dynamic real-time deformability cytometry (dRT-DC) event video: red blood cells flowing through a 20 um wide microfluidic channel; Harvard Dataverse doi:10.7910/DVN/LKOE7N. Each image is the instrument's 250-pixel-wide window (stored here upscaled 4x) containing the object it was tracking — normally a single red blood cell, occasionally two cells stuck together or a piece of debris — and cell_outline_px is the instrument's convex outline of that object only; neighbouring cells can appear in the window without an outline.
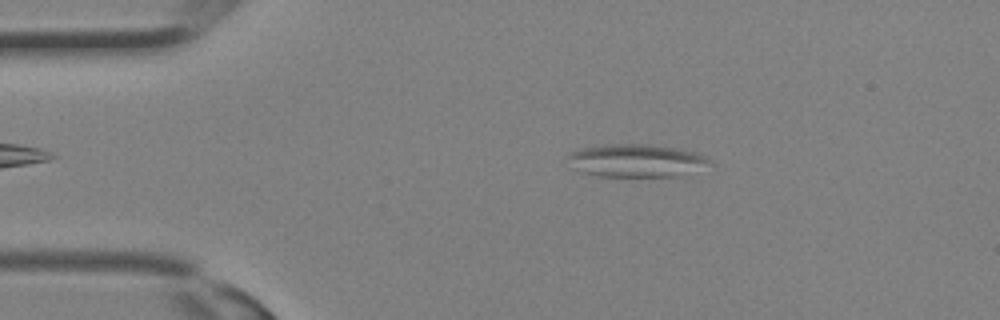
{"species": "Egyptian fruit bat (a non-hibernating species)", "species_latin": "Rousettus aegyptiacus", "temperature_condition": "room temperature", "stored_images_in_passage": 33, "camera_frame_rate_fps": 3000, "um_per_image_px": 0.085, "animal": {"sex": "female"}, "frame": {"image": 1, "passage_image": 7, "time_ms": 2.0, "image_size_px": [1000, 320], "cell_outline_px": [[712, 160], [676, 176], [600, 176], [568, 168], [568, 156], [572, 152], [580, 148], [604, 144], [648, 144], [672, 148], [692, 152], [704, 156]], "centroid_in_image_um": [53.89, 13.64], "position_along_channel_um": 31.1, "area_um2": 26.41}}
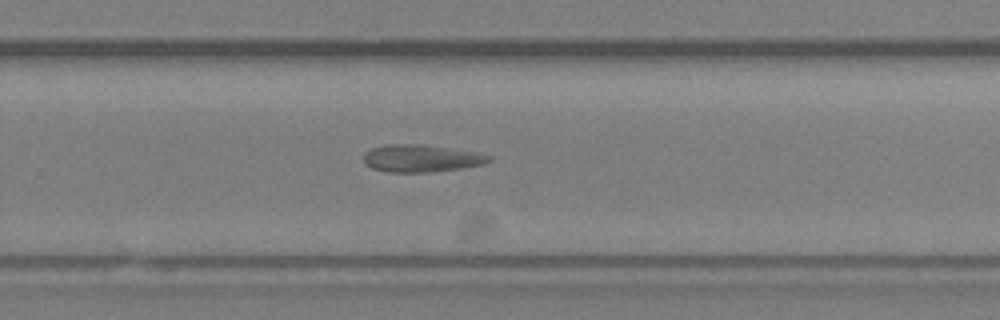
{"frame": {"image": 2, "passage_image": 22, "time_ms": 7.0, "image_size_px": [1000, 320], "cell_outline_px": [[492, 160], [484, 164], [460, 168], [432, 172], [388, 172], [372, 168], [364, 164], [364, 152], [372, 148], [384, 144], [420, 144], [476, 152], [492, 156]], "centroid_in_image_um": [35.78, 13.46], "position_along_channel_um": 294.0, "area_um2": 20.0}}
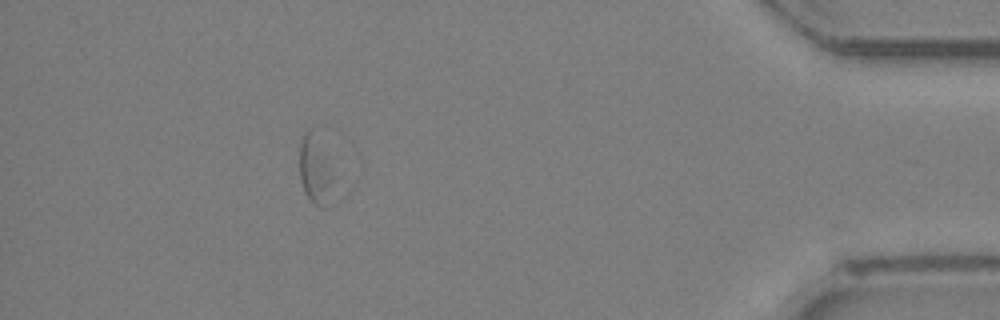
{"frame": {"image": 3, "passage_image": 30, "time_ms": 9.667, "image_size_px": [1000, 320], "cell_outline_px": [[344, 196], [336, 204], [328, 208], [324, 208], [316, 204], [304, 192], [300, 180], [300, 144], [304, 132], [312, 128]], "centroid_in_image_um": [26.99, 14.72], "position_along_channel_um": 408.2, "area_um2": 14.97}}